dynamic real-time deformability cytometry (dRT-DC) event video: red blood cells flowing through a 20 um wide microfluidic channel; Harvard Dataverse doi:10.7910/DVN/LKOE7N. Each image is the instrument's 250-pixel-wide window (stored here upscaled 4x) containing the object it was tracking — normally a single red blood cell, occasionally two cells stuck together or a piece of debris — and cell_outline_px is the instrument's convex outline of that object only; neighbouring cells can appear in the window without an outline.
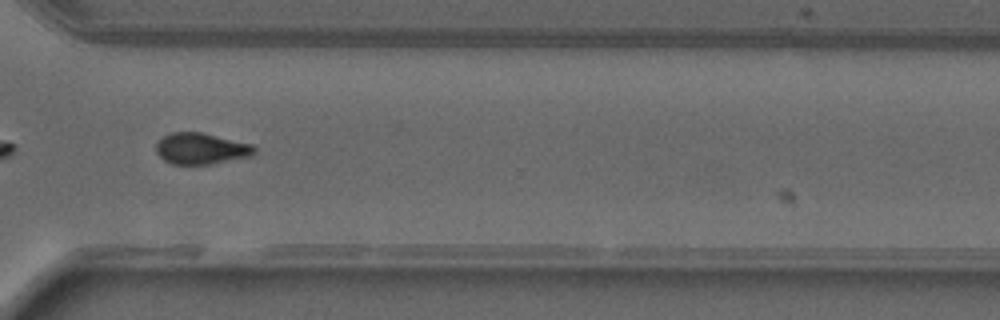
{"species": "common noctule bat (a hibernating species)", "species_latin": "Nyctalus noctula", "temperature_condition": "warm", "stored_images_in_passage": 29, "camera_frame_rate_fps": 3000, "um_per_image_px": 0.085, "animal": {"sex": "male", "forearm_length_mm": 52.5}, "frame": {"image": 1, "passage_image": 21, "time_ms": 6.667, "image_size_px": [1000, 320], "cell_outline_px": [[256, 152], [248, 156], [208, 164], [172, 164], [164, 160], [156, 152], [156, 144], [164, 136], [172, 132], [200, 132], [252, 144], [256, 148]], "centroid_in_image_um": [17.07, 12.62], "position_along_channel_um": 353.5, "area_um2": 17.57}}